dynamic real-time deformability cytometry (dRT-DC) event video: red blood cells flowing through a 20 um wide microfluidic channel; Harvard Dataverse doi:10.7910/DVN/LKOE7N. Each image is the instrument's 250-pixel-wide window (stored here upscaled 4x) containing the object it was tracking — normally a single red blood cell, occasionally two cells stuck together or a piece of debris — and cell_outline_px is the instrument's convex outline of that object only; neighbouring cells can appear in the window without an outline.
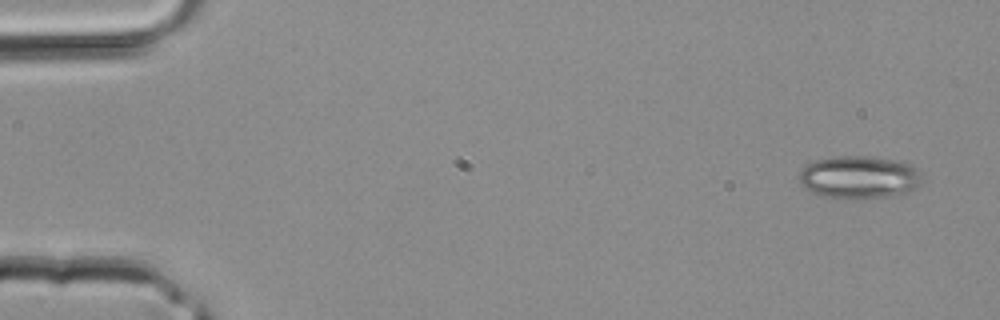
{"species": "common noctule bat (a hibernating species)", "species_latin": "Nyctalus noctula", "temperature_condition": "room temperature", "stored_images_in_passage": 3, "camera_frame_rate_fps": 3000, "um_per_image_px": 0.085, "animal": {"sex": "male", "body_mass_g": 20.4}, "frame": {"image": 1, "passage_image": 1, "time_ms": 0.0, "image_size_px": [1000, 320], "cell_outline_px": [[920, 180], [912, 188], [904, 192], [884, 196], [844, 200], [820, 196], [804, 188], [800, 184], [800, 172], [808, 164], [816, 160], [836, 156], [864, 156], [888, 160], [908, 164], [916, 168], [920, 172]], "centroid_in_image_um": [72.92, 15.08], "position_along_channel_um": 12.1, "area_um2": 30.0}}